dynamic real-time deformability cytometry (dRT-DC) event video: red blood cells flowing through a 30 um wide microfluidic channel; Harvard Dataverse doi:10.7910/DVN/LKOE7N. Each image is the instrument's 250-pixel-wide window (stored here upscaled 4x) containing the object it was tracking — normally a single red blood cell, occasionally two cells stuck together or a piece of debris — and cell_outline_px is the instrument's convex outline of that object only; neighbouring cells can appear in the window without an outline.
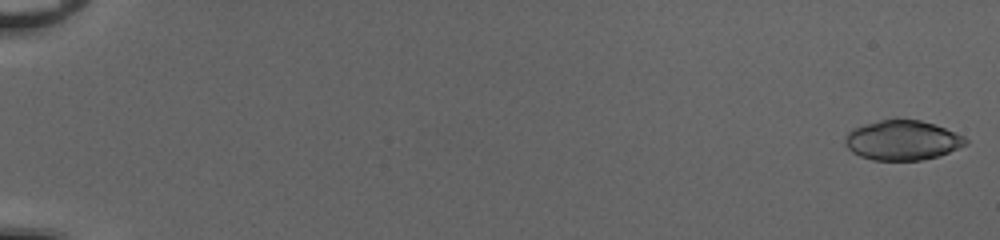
{"species": "common noctule bat (a hibernating species)", "species_latin": "Nyctalus noctula", "temperature_condition": "cold", "stored_images_in_passage": 52, "camera_frame_rate_fps": 3000, "um_per_image_px": 0.085, "animal": {"sex": "female", "body_mass_g": 20.0, "forearm_length_mm": 54.0}, "frame": {"image": 1, "passage_image": 1, "time_ms": 0.0, "image_size_px": [1000, 240], "cell_outline_px": [[968, 144], [948, 152], [936, 156], [920, 160], [872, 160], [860, 156], [852, 152], [844, 144], [844, 140], [848, 132], [852, 128], [864, 124], [896, 116], [920, 120], [956, 132], [964, 136], [968, 140]], "centroid_in_image_um": [76.67, 11.89], "position_along_channel_um": 8.3, "area_um2": 28.32}}
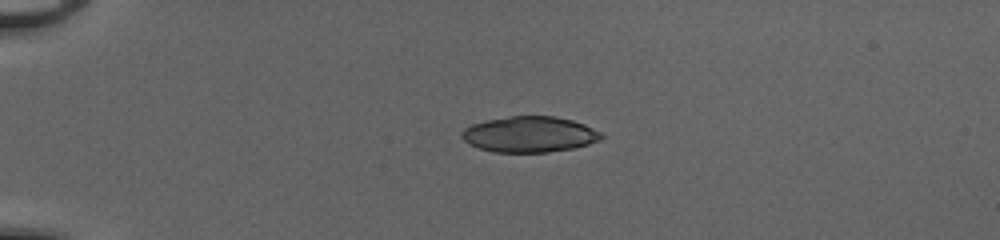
{"frame": {"image": 2, "passage_image": 14, "time_ms": 4.333, "image_size_px": [1000, 240], "cell_outline_px": [[604, 136], [600, 140], [588, 144], [572, 148], [548, 152], [492, 152], [468, 144], [460, 136], [460, 132], [464, 128], [472, 124], [488, 120], [512, 116], [556, 116], [572, 120], [584, 124], [600, 132]], "centroid_in_image_um": [44.99, 11.42], "position_along_channel_um": 40.0, "area_um2": 29.07}}
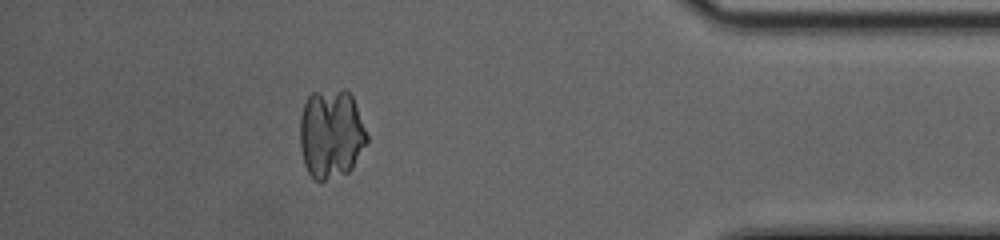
{"frame": {"image": 3, "passage_image": 47, "time_ms": 15.333, "image_size_px": [1000, 240], "cell_outline_px": [[368, 140], [352, 168], [348, 172], [324, 180], [316, 180], [308, 172], [304, 164], [300, 148], [300, 116], [304, 104], [308, 96], [312, 92], [344, 88], [352, 96], [368, 136]], "centroid_in_image_um": [28.13, 11.35], "position_along_channel_um": 407.1, "area_um2": 34.85}}